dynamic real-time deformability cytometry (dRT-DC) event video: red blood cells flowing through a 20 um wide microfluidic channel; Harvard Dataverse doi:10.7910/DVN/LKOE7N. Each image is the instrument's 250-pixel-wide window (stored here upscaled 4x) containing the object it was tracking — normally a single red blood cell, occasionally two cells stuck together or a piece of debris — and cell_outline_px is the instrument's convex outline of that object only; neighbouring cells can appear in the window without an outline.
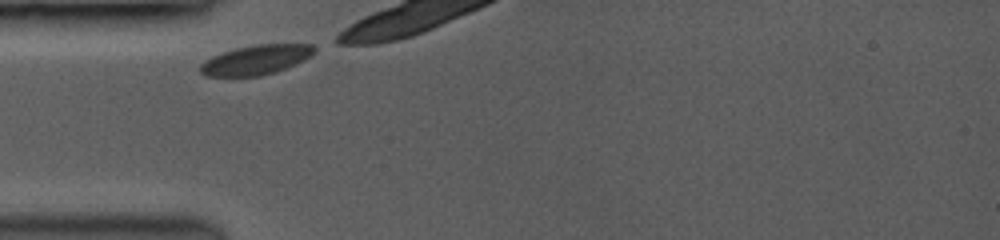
{"species": "common noctule bat (a hibernating species)", "species_latin": "Nyctalus noctula", "temperature_condition": "room temperature", "stored_images_in_passage": 7, "camera_frame_rate_fps": 3500, "um_per_image_px": 0.085, "animal": {"sex": "female", "body_mass_g": 19.0, "forearm_length_mm": 53.3}, "frame": {"image": 1, "passage_image": 1, "time_ms": 0.0, "image_size_px": [1000, 240], "cell_outline_px": [[316, 52], [304, 60], [284, 68], [260, 76], [208, 76], [200, 72], [200, 64], [204, 60], [212, 56], [236, 48], [256, 44], [316, 44]], "centroid_in_image_um": [21.77, 5.07], "position_along_channel_um": 63.2, "area_um2": 19.54}}